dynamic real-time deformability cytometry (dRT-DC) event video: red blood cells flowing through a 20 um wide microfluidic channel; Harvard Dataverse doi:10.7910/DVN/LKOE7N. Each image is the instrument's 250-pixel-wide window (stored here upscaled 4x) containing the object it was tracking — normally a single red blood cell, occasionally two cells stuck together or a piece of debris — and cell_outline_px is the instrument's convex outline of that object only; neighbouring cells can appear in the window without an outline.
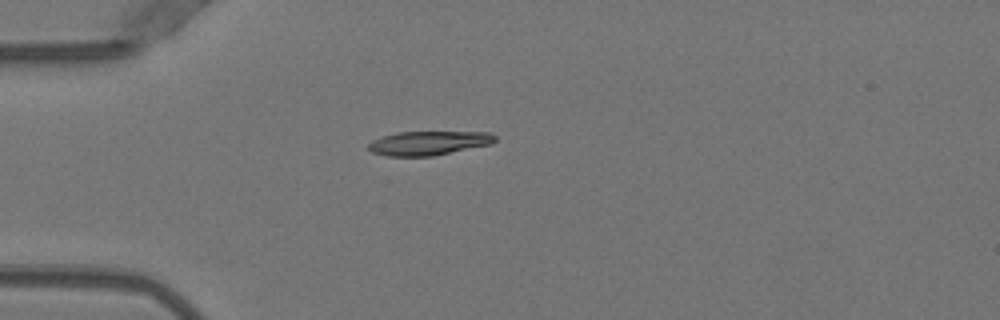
{"species": "Egyptian fruit bat (a non-hibernating species)", "species_latin": "Rousettus aegyptiacus", "temperature_condition": "warm", "stored_images_in_passage": 38, "camera_frame_rate_fps": 3000, "um_per_image_px": 0.085, "animal": {"sex": "female"}, "frame": {"image": 1, "passage_image": 1, "time_ms": 0.0, "image_size_px": [1000, 320], "cell_outline_px": [[496, 140], [492, 144], [432, 156], [388, 156], [372, 152], [368, 148], [368, 144], [372, 140], [396, 132], [492, 132], [496, 136]], "centroid_in_image_um": [36.45, 12.16], "position_along_channel_um": 48.5, "area_um2": 17.74}}
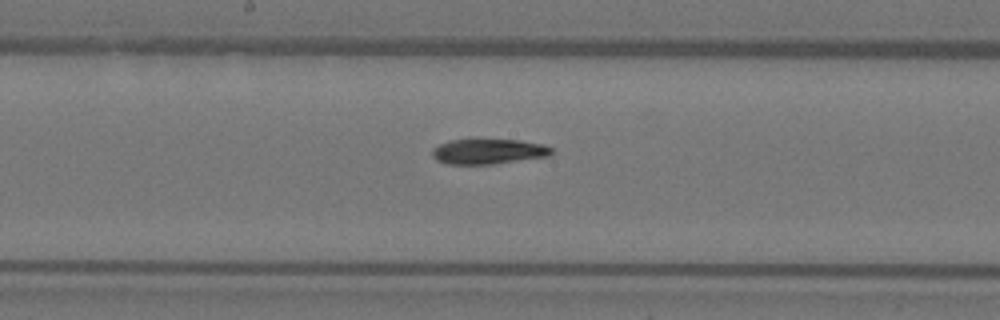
{"frame": {"image": 2, "passage_image": 14, "time_ms": 4.333, "image_size_px": [1000, 320], "cell_outline_px": [[552, 152], [548, 156], [492, 164], [448, 164], [436, 160], [432, 156], [432, 148], [440, 144], [452, 140], [520, 140], [544, 144], [552, 148]], "centroid_in_image_um": [41.5, 12.88], "position_along_channel_um": 206.7, "area_um2": 17.34}}
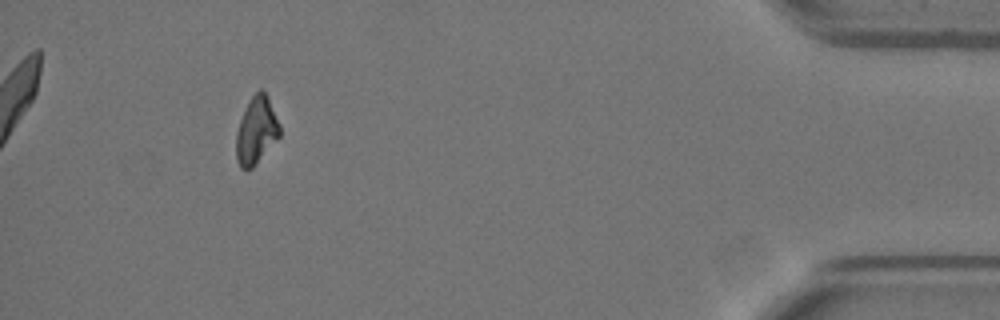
{"frame": {"image": 3, "passage_image": 34, "time_ms": 11.0, "image_size_px": [1000, 320], "cell_outline_px": [[280, 136], [252, 168], [240, 168], [236, 160], [236, 132], [240, 120], [252, 96], [260, 88], [268, 96], [280, 124]], "centroid_in_image_um": [21.79, 11.1], "position_along_channel_um": 413.4, "area_um2": 16.88}, "authors_computed_cell_mechanics": {"area_um2": 17.8891, "velocity_mm_per_s": 3.9973, "shape_relaxation_time_tau1_ms": 4.3299, "shape_relaxation_time_tau2_ms": 5.7726, "deformation_change_tau1": 0.1853, "deformation_change_tau2": 0.1295}}